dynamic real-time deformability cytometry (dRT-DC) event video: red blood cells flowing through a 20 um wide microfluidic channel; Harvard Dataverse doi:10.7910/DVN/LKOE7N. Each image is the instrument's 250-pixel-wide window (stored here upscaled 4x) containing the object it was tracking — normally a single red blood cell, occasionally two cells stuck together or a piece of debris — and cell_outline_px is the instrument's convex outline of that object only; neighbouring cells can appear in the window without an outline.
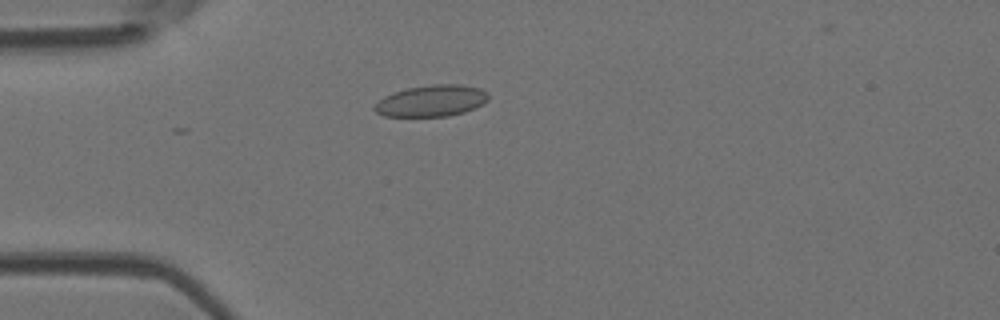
{"species": "Egyptian fruit bat (a non-hibernating species)", "species_latin": "Rousettus aegyptiacus", "temperature_condition": "room temperature", "stored_images_in_passage": 5, "camera_frame_rate_fps": 3000, "um_per_image_px": 0.085, "animal": {"sex": "female"}, "frame": {"image": 1, "passage_image": 4, "time_ms": 1.0, "image_size_px": [1000, 320], "cell_outline_px": [[488, 100], [464, 112], [448, 116], [384, 116], [376, 112], [372, 108], [384, 96], [392, 92], [408, 88], [432, 84], [460, 84], [480, 88], [488, 92]], "centroid_in_image_um": [36.66, 8.56], "position_along_channel_um": 48.3, "area_um2": 20.75}}